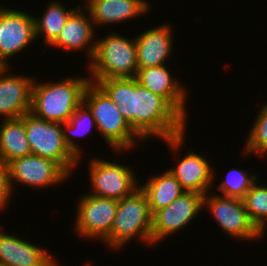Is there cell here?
Here are the masks:
<instances>
[{
  "instance_id": "1",
  "label": "cell",
  "mask_w": 267,
  "mask_h": 266,
  "mask_svg": "<svg viewBox=\"0 0 267 266\" xmlns=\"http://www.w3.org/2000/svg\"><path fill=\"white\" fill-rule=\"evenodd\" d=\"M96 84L142 140L162 138L171 152H179L184 145L187 120L164 97L140 85L135 77L108 78Z\"/></svg>"
},
{
  "instance_id": "2",
  "label": "cell",
  "mask_w": 267,
  "mask_h": 266,
  "mask_svg": "<svg viewBox=\"0 0 267 266\" xmlns=\"http://www.w3.org/2000/svg\"><path fill=\"white\" fill-rule=\"evenodd\" d=\"M32 87L30 112L40 119L65 123L83 102L89 77L62 79L59 82H37Z\"/></svg>"
},
{
  "instance_id": "3",
  "label": "cell",
  "mask_w": 267,
  "mask_h": 266,
  "mask_svg": "<svg viewBox=\"0 0 267 266\" xmlns=\"http://www.w3.org/2000/svg\"><path fill=\"white\" fill-rule=\"evenodd\" d=\"M95 50L88 64L89 81L96 84L108 78H133L138 71L136 42L117 32L94 41Z\"/></svg>"
},
{
  "instance_id": "4",
  "label": "cell",
  "mask_w": 267,
  "mask_h": 266,
  "mask_svg": "<svg viewBox=\"0 0 267 266\" xmlns=\"http://www.w3.org/2000/svg\"><path fill=\"white\" fill-rule=\"evenodd\" d=\"M83 103L91 111L96 129L113 150L122 152L131 149L141 139L124 119L118 106L97 84L90 82L86 86Z\"/></svg>"
},
{
  "instance_id": "5",
  "label": "cell",
  "mask_w": 267,
  "mask_h": 266,
  "mask_svg": "<svg viewBox=\"0 0 267 266\" xmlns=\"http://www.w3.org/2000/svg\"><path fill=\"white\" fill-rule=\"evenodd\" d=\"M151 227L152 214L148 199L139 187L131 195L118 200L110 235L103 243L113 250L120 249L137 237L152 246Z\"/></svg>"
},
{
  "instance_id": "6",
  "label": "cell",
  "mask_w": 267,
  "mask_h": 266,
  "mask_svg": "<svg viewBox=\"0 0 267 266\" xmlns=\"http://www.w3.org/2000/svg\"><path fill=\"white\" fill-rule=\"evenodd\" d=\"M31 153L56 161L69 175L77 169L79 159L66 145L62 123L40 119L31 112L23 115Z\"/></svg>"
},
{
  "instance_id": "7",
  "label": "cell",
  "mask_w": 267,
  "mask_h": 266,
  "mask_svg": "<svg viewBox=\"0 0 267 266\" xmlns=\"http://www.w3.org/2000/svg\"><path fill=\"white\" fill-rule=\"evenodd\" d=\"M214 193L208 192L204 195L203 207L206 211L209 208V212L225 233L245 241L262 238L263 234L250 220L241 198L224 197Z\"/></svg>"
},
{
  "instance_id": "8",
  "label": "cell",
  "mask_w": 267,
  "mask_h": 266,
  "mask_svg": "<svg viewBox=\"0 0 267 266\" xmlns=\"http://www.w3.org/2000/svg\"><path fill=\"white\" fill-rule=\"evenodd\" d=\"M89 179L92 193L98 197L121 200L139 188L129 166L96 158L90 160Z\"/></svg>"
},
{
  "instance_id": "9",
  "label": "cell",
  "mask_w": 267,
  "mask_h": 266,
  "mask_svg": "<svg viewBox=\"0 0 267 266\" xmlns=\"http://www.w3.org/2000/svg\"><path fill=\"white\" fill-rule=\"evenodd\" d=\"M203 199L204 195L201 193L185 191L169 206L155 211L152 214V245L159 244L170 234L178 233L197 218L204 208Z\"/></svg>"
},
{
  "instance_id": "10",
  "label": "cell",
  "mask_w": 267,
  "mask_h": 266,
  "mask_svg": "<svg viewBox=\"0 0 267 266\" xmlns=\"http://www.w3.org/2000/svg\"><path fill=\"white\" fill-rule=\"evenodd\" d=\"M117 208L118 200L84 194L76 209V234L103 242L110 235Z\"/></svg>"
},
{
  "instance_id": "11",
  "label": "cell",
  "mask_w": 267,
  "mask_h": 266,
  "mask_svg": "<svg viewBox=\"0 0 267 266\" xmlns=\"http://www.w3.org/2000/svg\"><path fill=\"white\" fill-rule=\"evenodd\" d=\"M7 166L12 191L15 182L40 189L57 186L71 176L56 161L34 154L13 159Z\"/></svg>"
},
{
  "instance_id": "12",
  "label": "cell",
  "mask_w": 267,
  "mask_h": 266,
  "mask_svg": "<svg viewBox=\"0 0 267 266\" xmlns=\"http://www.w3.org/2000/svg\"><path fill=\"white\" fill-rule=\"evenodd\" d=\"M35 40L34 16L0 5V67Z\"/></svg>"
},
{
  "instance_id": "13",
  "label": "cell",
  "mask_w": 267,
  "mask_h": 266,
  "mask_svg": "<svg viewBox=\"0 0 267 266\" xmlns=\"http://www.w3.org/2000/svg\"><path fill=\"white\" fill-rule=\"evenodd\" d=\"M0 67V115L2 120L20 118L30 112L34 78L8 74ZM7 74V75H6Z\"/></svg>"
},
{
  "instance_id": "14",
  "label": "cell",
  "mask_w": 267,
  "mask_h": 266,
  "mask_svg": "<svg viewBox=\"0 0 267 266\" xmlns=\"http://www.w3.org/2000/svg\"><path fill=\"white\" fill-rule=\"evenodd\" d=\"M137 82L154 94L164 97L185 119L188 93L185 86L173 78L166 65L139 69ZM187 95V96H186Z\"/></svg>"
},
{
  "instance_id": "15",
  "label": "cell",
  "mask_w": 267,
  "mask_h": 266,
  "mask_svg": "<svg viewBox=\"0 0 267 266\" xmlns=\"http://www.w3.org/2000/svg\"><path fill=\"white\" fill-rule=\"evenodd\" d=\"M52 254L32 242L0 231L1 266H59Z\"/></svg>"
},
{
  "instance_id": "16",
  "label": "cell",
  "mask_w": 267,
  "mask_h": 266,
  "mask_svg": "<svg viewBox=\"0 0 267 266\" xmlns=\"http://www.w3.org/2000/svg\"><path fill=\"white\" fill-rule=\"evenodd\" d=\"M171 29L169 24H163L135 36L138 70L166 64L174 45Z\"/></svg>"
},
{
  "instance_id": "17",
  "label": "cell",
  "mask_w": 267,
  "mask_h": 266,
  "mask_svg": "<svg viewBox=\"0 0 267 266\" xmlns=\"http://www.w3.org/2000/svg\"><path fill=\"white\" fill-rule=\"evenodd\" d=\"M83 9L84 7L79 4L78 8L67 19L57 39L50 46L75 52L84 49L83 51L91 60L96 45L92 42L96 37L94 36L96 28L90 14L83 13Z\"/></svg>"
},
{
  "instance_id": "18",
  "label": "cell",
  "mask_w": 267,
  "mask_h": 266,
  "mask_svg": "<svg viewBox=\"0 0 267 266\" xmlns=\"http://www.w3.org/2000/svg\"><path fill=\"white\" fill-rule=\"evenodd\" d=\"M82 5L90 14L93 25L118 24L148 13L147 0H85Z\"/></svg>"
},
{
  "instance_id": "19",
  "label": "cell",
  "mask_w": 267,
  "mask_h": 266,
  "mask_svg": "<svg viewBox=\"0 0 267 266\" xmlns=\"http://www.w3.org/2000/svg\"><path fill=\"white\" fill-rule=\"evenodd\" d=\"M169 168L170 173L180 182L185 191H193L205 195L212 186L215 174L209 161L202 155L189 152L177 165Z\"/></svg>"
},
{
  "instance_id": "20",
  "label": "cell",
  "mask_w": 267,
  "mask_h": 266,
  "mask_svg": "<svg viewBox=\"0 0 267 266\" xmlns=\"http://www.w3.org/2000/svg\"><path fill=\"white\" fill-rule=\"evenodd\" d=\"M146 194L151 214L155 211L169 206L185 190L181 187L180 182L167 171L161 175H153L149 180L139 186Z\"/></svg>"
},
{
  "instance_id": "21",
  "label": "cell",
  "mask_w": 267,
  "mask_h": 266,
  "mask_svg": "<svg viewBox=\"0 0 267 266\" xmlns=\"http://www.w3.org/2000/svg\"><path fill=\"white\" fill-rule=\"evenodd\" d=\"M0 124V160L8 164L16 158L30 155V145L25 132L23 115L6 119Z\"/></svg>"
},
{
  "instance_id": "22",
  "label": "cell",
  "mask_w": 267,
  "mask_h": 266,
  "mask_svg": "<svg viewBox=\"0 0 267 266\" xmlns=\"http://www.w3.org/2000/svg\"><path fill=\"white\" fill-rule=\"evenodd\" d=\"M66 9L59 1H52L42 17H34L36 39L44 35L45 45H51L59 36L69 16L77 9Z\"/></svg>"
},
{
  "instance_id": "23",
  "label": "cell",
  "mask_w": 267,
  "mask_h": 266,
  "mask_svg": "<svg viewBox=\"0 0 267 266\" xmlns=\"http://www.w3.org/2000/svg\"><path fill=\"white\" fill-rule=\"evenodd\" d=\"M93 126H97L89 108L82 102L69 118L68 122L62 123L63 138L71 152L80 160L82 152L80 146L71 137V134L79 137L86 136ZM70 134V135H69ZM80 157V158H79Z\"/></svg>"
},
{
  "instance_id": "24",
  "label": "cell",
  "mask_w": 267,
  "mask_h": 266,
  "mask_svg": "<svg viewBox=\"0 0 267 266\" xmlns=\"http://www.w3.org/2000/svg\"><path fill=\"white\" fill-rule=\"evenodd\" d=\"M250 220L264 235L267 222V185L257 181L241 198Z\"/></svg>"
},
{
  "instance_id": "25",
  "label": "cell",
  "mask_w": 267,
  "mask_h": 266,
  "mask_svg": "<svg viewBox=\"0 0 267 266\" xmlns=\"http://www.w3.org/2000/svg\"><path fill=\"white\" fill-rule=\"evenodd\" d=\"M257 176L249 175L246 170L232 168L216 188L221 192L220 196L242 198L258 181Z\"/></svg>"
},
{
  "instance_id": "26",
  "label": "cell",
  "mask_w": 267,
  "mask_h": 266,
  "mask_svg": "<svg viewBox=\"0 0 267 266\" xmlns=\"http://www.w3.org/2000/svg\"><path fill=\"white\" fill-rule=\"evenodd\" d=\"M244 146V154L267 157V103L260 108Z\"/></svg>"
},
{
  "instance_id": "27",
  "label": "cell",
  "mask_w": 267,
  "mask_h": 266,
  "mask_svg": "<svg viewBox=\"0 0 267 266\" xmlns=\"http://www.w3.org/2000/svg\"><path fill=\"white\" fill-rule=\"evenodd\" d=\"M12 194L13 192L9 182L8 166L6 163L0 160V210L9 205L8 202H10Z\"/></svg>"
}]
</instances>
